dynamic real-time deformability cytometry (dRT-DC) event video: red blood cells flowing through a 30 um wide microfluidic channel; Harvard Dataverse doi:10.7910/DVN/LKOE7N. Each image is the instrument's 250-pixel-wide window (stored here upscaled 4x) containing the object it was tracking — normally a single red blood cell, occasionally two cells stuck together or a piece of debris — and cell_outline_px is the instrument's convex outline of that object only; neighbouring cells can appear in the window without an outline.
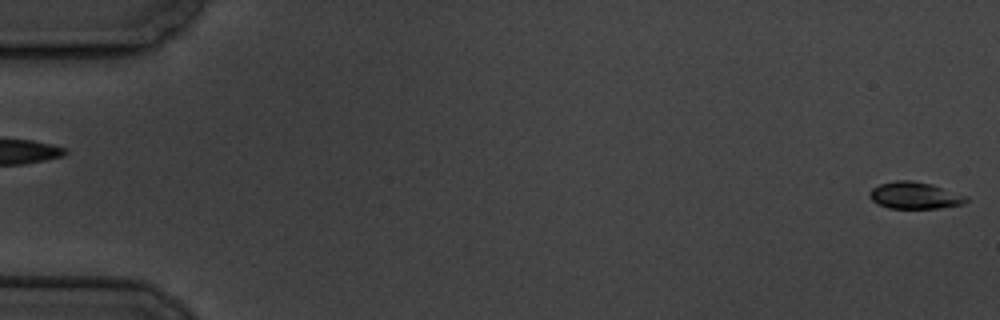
{"species": "common noctule bat (a hibernating species)", "species_latin": "Nyctalus noctula", "temperature_condition": "cold", "stored_images_in_passage": 2, "segment_of_instrument_passage": [2, 2], "camera_frame_rate_fps": 3000, "um_per_image_px": 0.085, "animal": {"sex": "male", "body_mass_g": 19.5, "forearm_length_mm": 54.6}, "frame": {"image": 1, "passage_image": 2, "time_ms": 1.0, "image_size_px": [1000, 320], "cell_outline_px": [[968, 200], [964, 204], [940, 208], [888, 208], [872, 200], [868, 196], [868, 192], [872, 188], [880, 184], [896, 180], [908, 180], [932, 184], [968, 196]], "centroid_in_image_um": [77.76, 16.61], "position_along_channel_um": 7.2, "area_um2": 15.14}}